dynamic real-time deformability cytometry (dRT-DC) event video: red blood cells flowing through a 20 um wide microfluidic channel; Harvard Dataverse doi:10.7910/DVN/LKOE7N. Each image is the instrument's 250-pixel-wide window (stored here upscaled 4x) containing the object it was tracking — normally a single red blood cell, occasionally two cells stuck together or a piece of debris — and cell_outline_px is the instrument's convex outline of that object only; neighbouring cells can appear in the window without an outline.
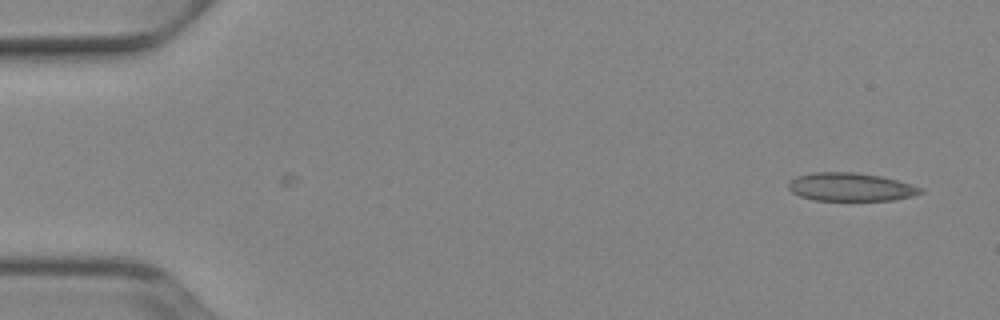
{"species": "Egyptian fruit bat (a non-hibernating species)", "species_latin": "Rousettus aegyptiacus", "temperature_condition": "cold", "stored_images_in_passage": 7, "camera_frame_rate_fps": 3000, "um_per_image_px": 0.085, "animal": {"sex": "female"}, "frame": {"image": 1, "passage_image": 7, "time_ms": 2.0, "image_size_px": [1000, 320], "cell_outline_px": [[924, 192], [912, 196], [892, 200], [816, 200], [800, 196], [792, 192], [788, 188], [788, 180], [796, 176], [812, 172], [856, 172], [880, 176], [896, 180], [924, 188]], "centroid_in_image_um": [72.28, 15.88], "position_along_channel_um": 12.7, "area_um2": 21.79}}